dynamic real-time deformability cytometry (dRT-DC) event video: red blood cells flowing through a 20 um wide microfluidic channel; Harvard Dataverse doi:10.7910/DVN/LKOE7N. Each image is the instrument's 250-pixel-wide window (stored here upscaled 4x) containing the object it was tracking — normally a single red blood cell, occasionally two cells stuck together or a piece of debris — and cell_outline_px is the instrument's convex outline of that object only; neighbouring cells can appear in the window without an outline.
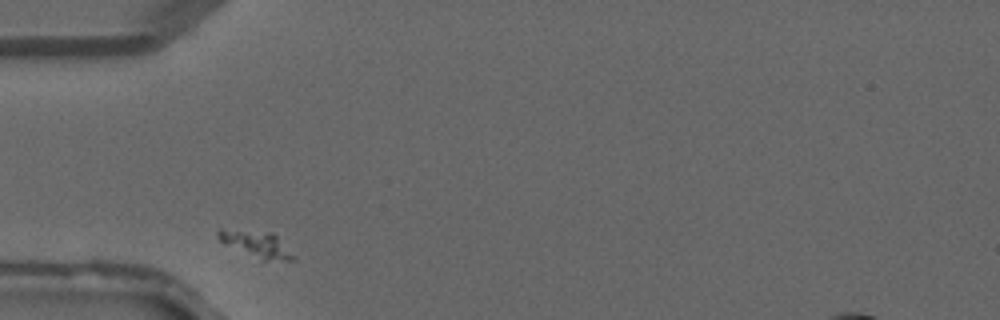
{"species": "common noctule bat (a hibernating species)", "species_latin": "Nyctalus noctula", "temperature_condition": "warm", "stored_images_in_passage": 23, "camera_frame_rate_fps": 3000, "um_per_image_px": 0.085, "animal": {"sex": "male", "forearm_length_mm": 52.5}, "frame": {"image": 1, "passage_image": 1, "time_ms": 0.0, "image_size_px": [1000, 320], "cell_outline_px": [[296, 260], [264, 260], [220, 240], [216, 236], [216, 232], [220, 228], [272, 232], [296, 256]], "centroid_in_image_um": [21.83, 20.72], "position_along_channel_um": 63.2, "area_um2": 11.1}}
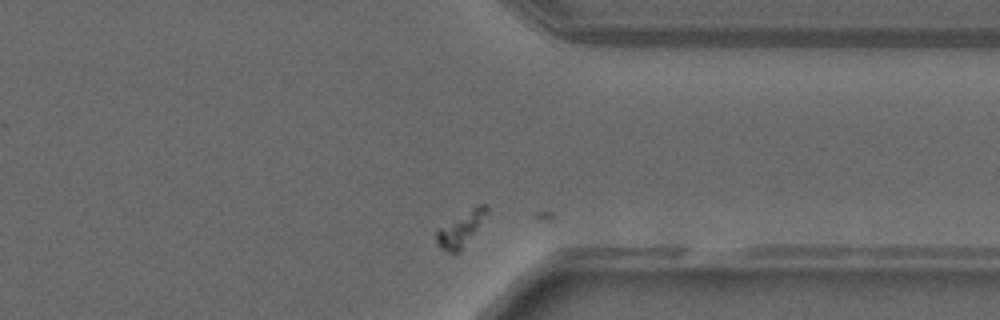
{"frame": {"image": 2, "passage_image": 22, "time_ms": 7.0, "image_size_px": [1000, 320], "cell_outline_px": [[488, 212], [460, 252], [448, 252], [440, 248], [436, 244], [436, 228], [476, 204], [488, 204]], "centroid_in_image_um": [39.13, 19.43], "position_along_channel_um": 372.3, "area_um2": 10.23}}